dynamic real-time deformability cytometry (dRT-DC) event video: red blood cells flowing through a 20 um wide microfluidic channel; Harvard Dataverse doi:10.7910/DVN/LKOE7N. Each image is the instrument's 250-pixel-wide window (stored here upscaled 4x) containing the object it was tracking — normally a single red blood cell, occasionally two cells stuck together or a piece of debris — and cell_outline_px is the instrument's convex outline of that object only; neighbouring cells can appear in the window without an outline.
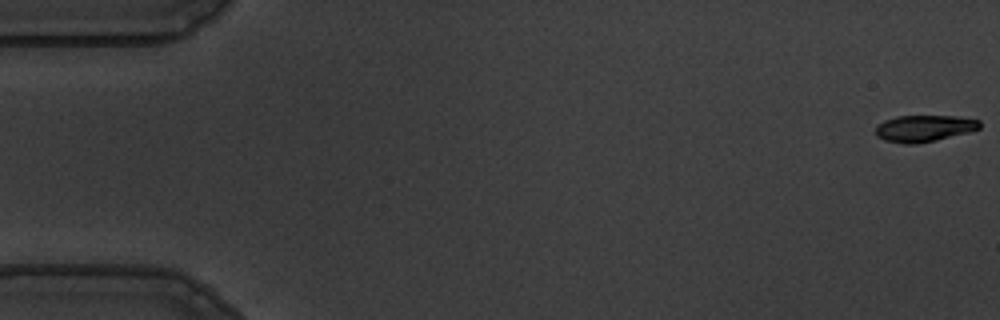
{"species": "common noctule bat (a hibernating species)", "species_latin": "Nyctalus noctula", "temperature_condition": "warm", "stored_images_in_passage": 56, "camera_frame_rate_fps": 3000, "um_per_image_px": 0.085, "animal": {"sex": "male", "body_mass_g": 19.5, "forearm_length_mm": 54.6}, "frame": {"image": 1, "passage_image": 1, "time_ms": 0.0, "image_size_px": [1000, 320], "cell_outline_px": [[980, 128], [968, 132], [936, 140], [916, 144], [904, 144], [884, 140], [876, 136], [876, 124], [884, 120], [896, 116], [956, 116], [980, 120]], "centroid_in_image_um": [78.51, 10.91], "position_along_channel_um": 6.5, "area_um2": 16.18}}
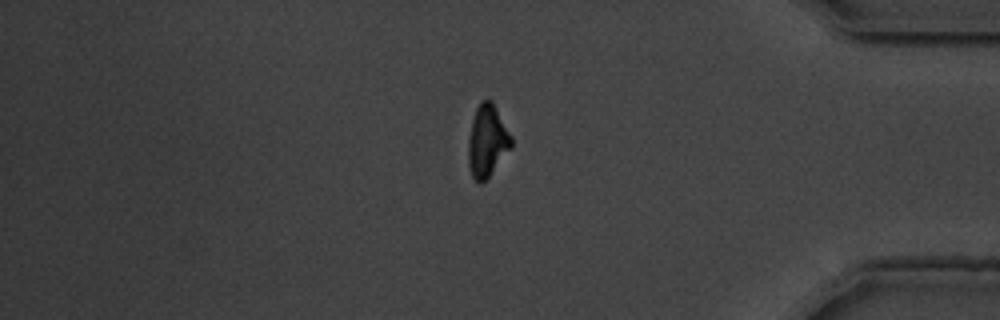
{"frame": {"image": 2, "passage_image": 47, "time_ms": 15.333, "image_size_px": [1000, 320], "cell_outline_px": [[512, 148], [488, 176], [480, 184], [472, 176], [468, 164], [468, 140], [472, 120], [476, 108], [484, 100], [492, 100], [512, 136]], "centroid_in_image_um": [41.42, 11.97], "position_along_channel_um": 393.8, "area_um2": 17.92}}
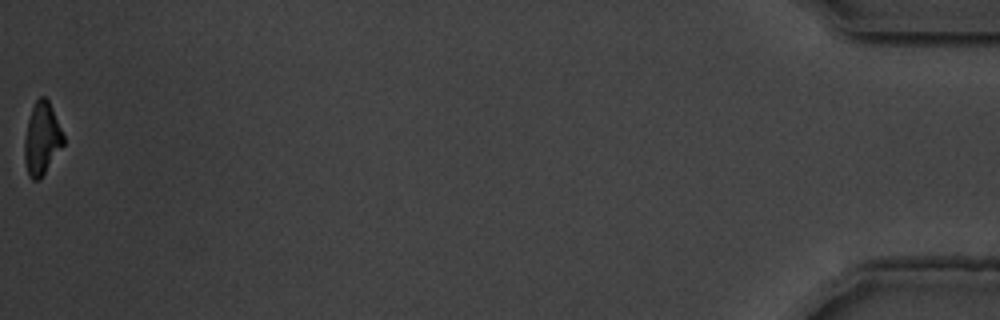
{"frame": {"image": 3, "passage_image": 56, "time_ms": 18.333, "image_size_px": [1000, 320], "cell_outline_px": [[64, 144], [40, 180], [32, 180], [28, 176], [24, 160], [24, 140], [28, 120], [32, 108], [36, 100], [40, 96], [44, 96], [48, 100], [64, 136]], "centroid_in_image_um": [3.54, 11.83], "position_along_channel_um": 431.7, "area_um2": 16.36}, "authors_computed_cell_mechanics": {"area_um2": 18.0625, "velocity_mm_per_s": 3.6572, "shape_relaxation_time_tau1_ms": 2.1861, "shape_relaxation_time_tau2_ms": 5.2432, "deformation_change_tau1": 0.1429, "deformation_change_tau2": 0.1092}}